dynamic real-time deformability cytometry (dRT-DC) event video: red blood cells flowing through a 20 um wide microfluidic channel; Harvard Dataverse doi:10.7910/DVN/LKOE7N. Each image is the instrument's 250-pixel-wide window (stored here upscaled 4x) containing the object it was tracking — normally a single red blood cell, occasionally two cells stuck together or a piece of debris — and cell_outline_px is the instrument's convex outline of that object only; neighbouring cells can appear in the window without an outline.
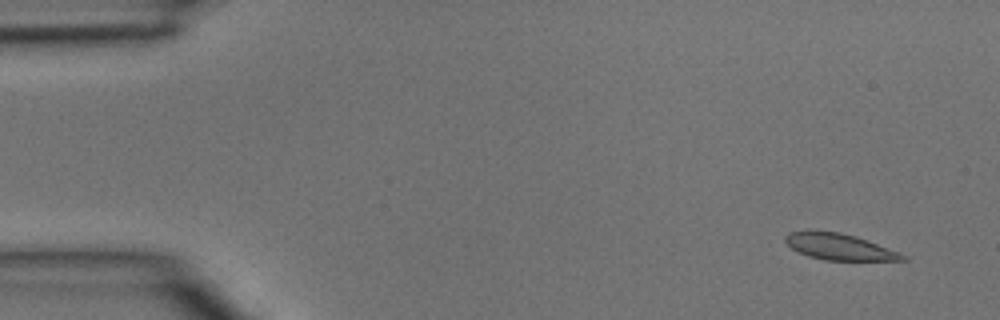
{"species": "common noctule bat (a hibernating species)", "species_latin": "Nyctalus noctula", "temperature_condition": "room temperature", "stored_images_in_passage": 4, "segment_of_instrument_passage": [1, 2], "camera_frame_rate_fps": 3000, "um_per_image_px": 0.085, "animal": {"sex": "male", "body_mass_g": 15.6}, "frame": {"image": 1, "passage_image": 1, "time_ms": 0.0, "image_size_px": [1000, 320], "cell_outline_px": [[908, 260], [824, 260], [808, 256], [792, 248], [784, 240], [784, 236], [788, 232], [808, 228], [840, 232], [856, 236], [868, 240], [900, 252], [908, 256]], "centroid_in_image_um": [71.31, 20.94], "position_along_channel_um": 13.7, "area_um2": 18.44}}